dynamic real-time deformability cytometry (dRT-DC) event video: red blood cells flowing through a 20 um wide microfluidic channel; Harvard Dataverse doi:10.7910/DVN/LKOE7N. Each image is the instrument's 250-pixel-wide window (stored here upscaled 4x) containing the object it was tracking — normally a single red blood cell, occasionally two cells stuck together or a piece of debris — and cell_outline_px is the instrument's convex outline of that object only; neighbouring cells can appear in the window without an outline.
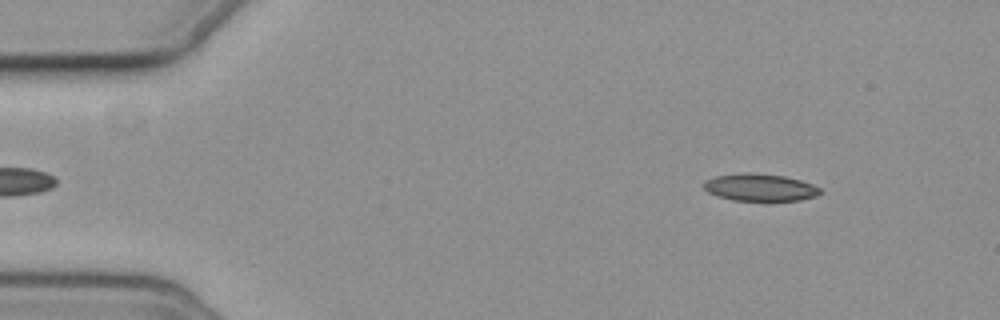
{"species": "common noctule bat (a hibernating species)", "species_latin": "Nyctalus noctula", "temperature_condition": "cold", "stored_images_in_passage": 53, "camera_frame_rate_fps": 3000, "um_per_image_px": 0.085, "animal": {"sex": "female", "body_mass_g": 19.3, "forearm_length_mm": 54.1}, "frame": {"image": 1, "passage_image": 3, "time_ms": 0.667, "image_size_px": [1000, 320], "cell_outline_px": [[824, 192], [816, 196], [800, 200], [768, 204], [764, 204], [732, 200], [716, 196], [708, 192], [704, 188], [704, 180], [716, 176], [740, 172], [756, 172], [784, 176], [800, 180], [812, 184], [820, 188]], "centroid_in_image_um": [64.62, 15.98], "position_along_channel_um": 20.4, "area_um2": 19.71}}
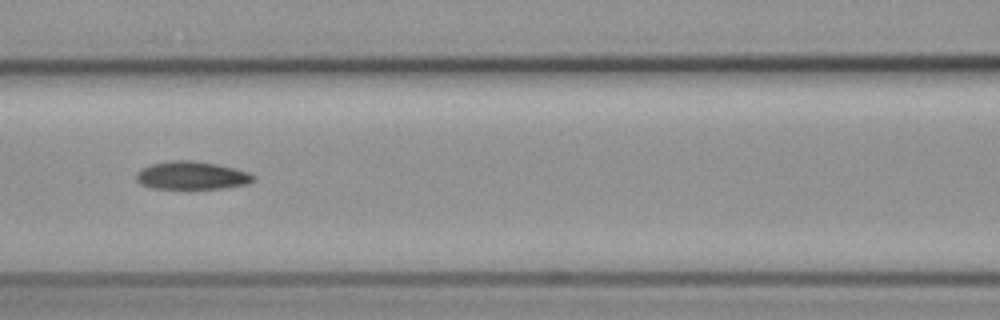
{"frame": {"image": 2, "passage_image": 21, "time_ms": 6.667, "image_size_px": [1000, 320], "cell_outline_px": [[256, 176], [248, 184], [224, 188], [152, 188], [140, 184], [136, 180], [136, 172], [140, 168], [152, 164], [168, 160], [192, 160], [216, 164], [248, 172]], "centroid_in_image_um": [16.25, 14.91], "position_along_channel_um": 150.3, "area_um2": 19.07}}
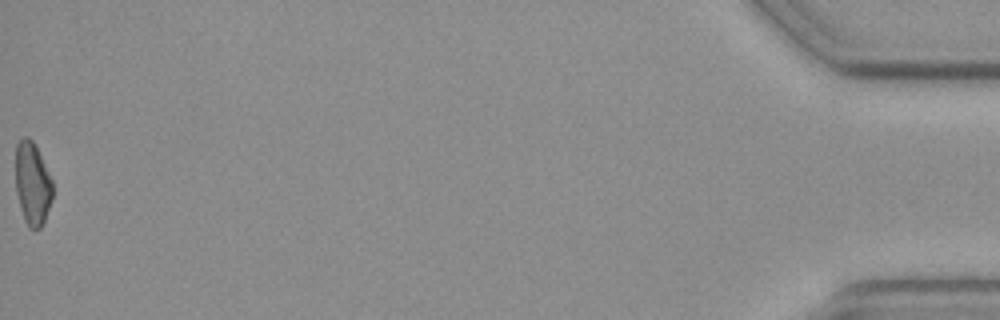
{"frame": {"image": 3, "passage_image": 53, "time_ms": 17.333, "image_size_px": [1000, 320], "cell_outline_px": [[52, 196], [44, 220], [40, 228], [28, 228], [24, 220], [20, 208], [16, 192], [16, 144], [24, 136], [28, 136], [32, 140], [52, 180]], "centroid_in_image_um": [2.73, 15.61], "position_along_channel_um": 432.5, "area_um2": 17.57}}